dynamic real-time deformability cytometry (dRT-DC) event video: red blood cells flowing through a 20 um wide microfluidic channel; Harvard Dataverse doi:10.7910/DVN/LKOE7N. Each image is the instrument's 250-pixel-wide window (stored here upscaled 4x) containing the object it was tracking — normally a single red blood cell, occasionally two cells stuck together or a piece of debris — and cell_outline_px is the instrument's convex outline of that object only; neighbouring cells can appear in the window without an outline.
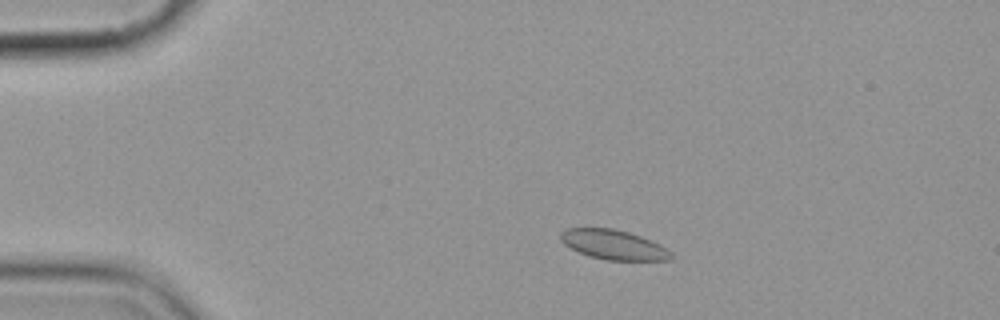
{"species": "common noctule bat (a hibernating species)", "species_latin": "Nyctalus noctula", "temperature_condition": "cold", "stored_images_in_passage": 4, "camera_frame_rate_fps": 3000, "um_per_image_px": 0.085, "animal": {"sex": "female", "body_mass_g": 19.9}, "frame": {"image": 1, "passage_image": 3, "time_ms": 2.333, "image_size_px": [1000, 320], "cell_outline_px": [[672, 260], [604, 260], [588, 256], [564, 244], [560, 240], [560, 232], [568, 228], [612, 228], [628, 232], [640, 236], [660, 244], [668, 248], [672, 252]], "centroid_in_image_um": [52.17, 20.8], "position_along_channel_um": 32.8, "area_um2": 19.13}}